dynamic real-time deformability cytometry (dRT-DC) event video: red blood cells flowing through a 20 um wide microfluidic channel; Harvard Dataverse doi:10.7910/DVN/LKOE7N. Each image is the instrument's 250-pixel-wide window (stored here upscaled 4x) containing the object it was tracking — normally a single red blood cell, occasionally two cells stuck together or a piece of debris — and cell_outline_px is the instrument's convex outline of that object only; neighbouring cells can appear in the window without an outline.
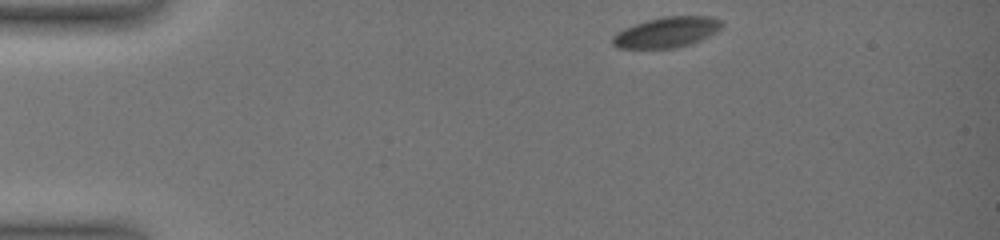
{"species": "common noctule bat (a hibernating species)", "species_latin": "Nyctalus noctula", "temperature_condition": "warm", "stored_images_in_passage": 16, "camera_frame_rate_fps": 3000, "um_per_image_px": 0.085, "animal": {"sex": "female", "body_mass_g": 19.0, "forearm_length_mm": 51.5}, "frame": {"image": 1, "passage_image": 1, "time_ms": 0.0, "image_size_px": [1000, 240], "cell_outline_px": [[724, 24], [716, 32], [692, 44], [676, 48], [616, 48], [612, 44], [612, 36], [624, 28], [648, 20], [664, 16], [712, 16], [720, 20]], "centroid_in_image_um": [56.68, 2.74], "position_along_channel_um": 28.3, "area_um2": 19.42}}
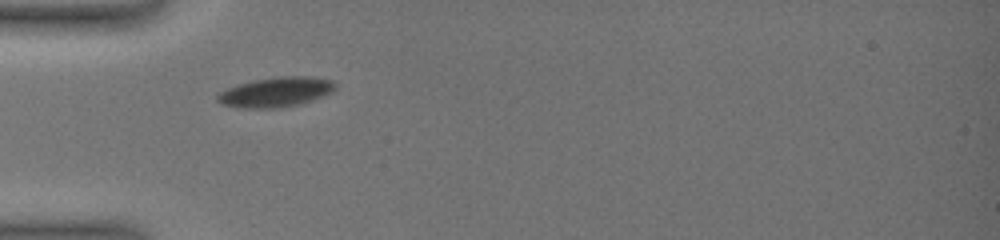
{"frame": {"image": 2, "passage_image": 12, "time_ms": 3.0, "image_size_px": [1000, 240], "cell_outline_px": [[336, 88], [332, 92], [312, 100], [300, 104], [276, 108], [240, 108], [220, 104], [216, 100], [216, 96], [220, 92], [228, 88], [252, 80], [280, 76], [308, 76], [332, 80], [336, 84]], "centroid_in_image_um": [23.44, 7.83], "position_along_channel_um": 61.6, "area_um2": 20.52}}